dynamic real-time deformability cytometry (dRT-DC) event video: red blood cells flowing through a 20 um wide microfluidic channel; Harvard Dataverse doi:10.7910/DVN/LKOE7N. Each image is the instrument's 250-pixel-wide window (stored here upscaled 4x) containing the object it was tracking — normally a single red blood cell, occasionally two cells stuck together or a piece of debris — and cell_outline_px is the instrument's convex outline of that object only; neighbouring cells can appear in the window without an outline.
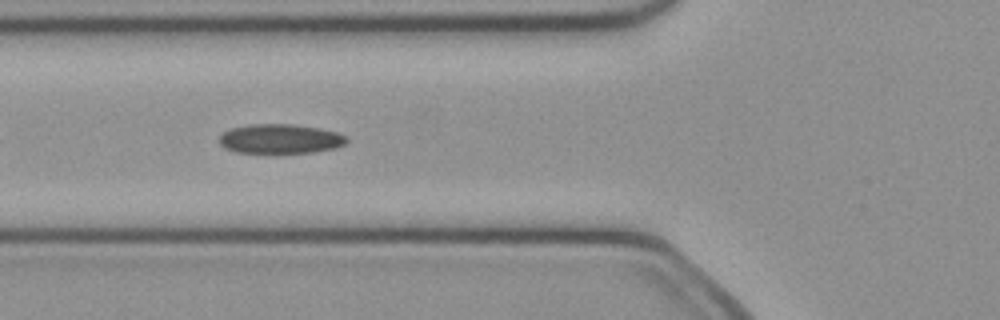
{"species": "common noctule bat (a hibernating species)", "species_latin": "Nyctalus noctula", "temperature_condition": "cold", "stored_images_in_passage": 10, "camera_frame_rate_fps": 3000, "um_per_image_px": 0.085, "animal": {"sex": "female", "body_mass_g": 21.9}, "frame": {"image": 1, "passage_image": 6, "time_ms": 1.667, "image_size_px": [1000, 320], "cell_outline_px": [[348, 140], [344, 144], [336, 148], [312, 152], [236, 152], [224, 148], [220, 144], [220, 136], [224, 132], [232, 128], [252, 124], [292, 124], [320, 128], [336, 132], [348, 136]], "centroid_in_image_um": [23.85, 11.79], "position_along_channel_um": 102.0, "area_um2": 21.68}}